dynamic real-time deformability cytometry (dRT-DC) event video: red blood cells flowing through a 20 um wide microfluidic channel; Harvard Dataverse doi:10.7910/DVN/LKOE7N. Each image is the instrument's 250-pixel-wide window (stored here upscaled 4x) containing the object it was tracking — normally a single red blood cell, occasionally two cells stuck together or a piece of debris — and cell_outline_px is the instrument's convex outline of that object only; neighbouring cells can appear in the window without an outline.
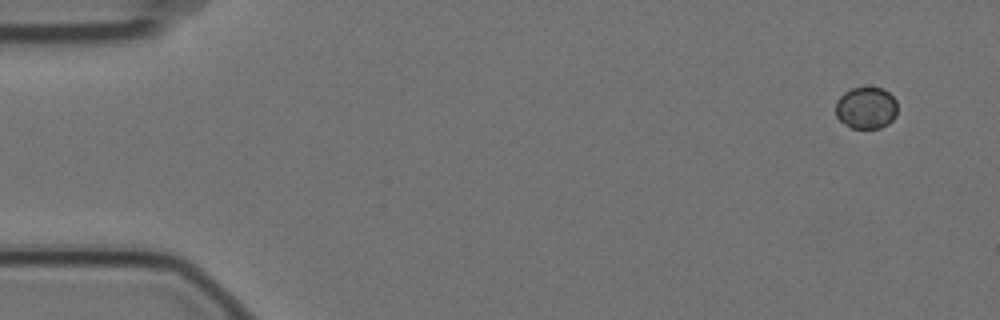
{"species": "Egyptian fruit bat (a non-hibernating species)", "species_latin": "Rousettus aegyptiacus", "temperature_condition": "cold", "stored_images_in_passage": 5, "camera_frame_rate_fps": 3000, "um_per_image_px": 0.085, "animal": {"sex": "female"}, "frame": {"image": 1, "passage_image": 1, "time_ms": 0.0, "image_size_px": [1000, 320], "cell_outline_px": [[896, 116], [888, 124], [880, 128], [852, 128], [844, 124], [836, 116], [836, 100], [844, 92], [852, 88], [884, 88], [896, 100]], "centroid_in_image_um": [73.62, 9.17], "position_along_channel_um": 11.4, "area_um2": 15.09}}
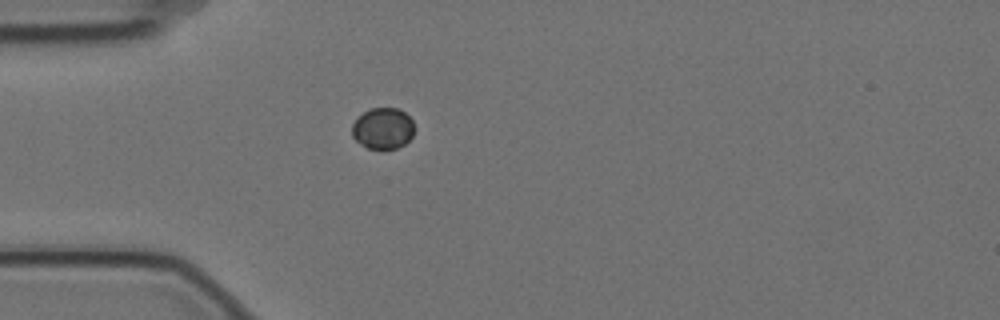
{"frame": {"image": 2, "passage_image": 4, "time_ms": 1.0, "image_size_px": [1000, 320], "cell_outline_px": [[416, 128], [412, 136], [404, 144], [396, 148], [368, 148], [360, 144], [352, 136], [352, 124], [364, 112], [372, 108], [396, 108], [404, 112], [412, 120]], "centroid_in_image_um": [32.56, 10.91], "position_along_channel_um": 52.4, "area_um2": 14.85}}